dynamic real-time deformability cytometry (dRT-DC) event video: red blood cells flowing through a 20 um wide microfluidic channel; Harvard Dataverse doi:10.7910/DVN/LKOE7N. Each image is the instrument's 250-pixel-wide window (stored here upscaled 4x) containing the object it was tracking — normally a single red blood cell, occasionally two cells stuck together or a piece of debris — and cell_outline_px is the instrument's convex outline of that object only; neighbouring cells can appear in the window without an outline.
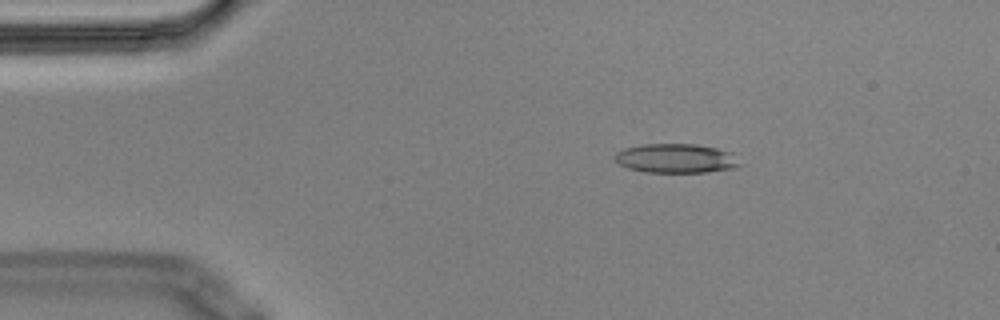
{"species": "Egyptian fruit bat (a non-hibernating species)", "species_latin": "Rousettus aegyptiacus", "temperature_condition": "cold", "stored_images_in_passage": 3, "camera_frame_rate_fps": 3000, "um_per_image_px": 0.085, "animal": {"sex": "male"}, "frame": {"image": 1, "passage_image": 1, "time_ms": 0.0, "image_size_px": [1000, 320], "cell_outline_px": [[744, 164], [736, 168], [708, 172], [644, 172], [628, 168], [620, 164], [616, 160], [616, 152], [624, 148], [640, 144], [696, 144], [716, 148], [732, 152]], "centroid_in_image_um": [57.52, 13.46], "position_along_channel_um": 27.5, "area_um2": 21.5}}
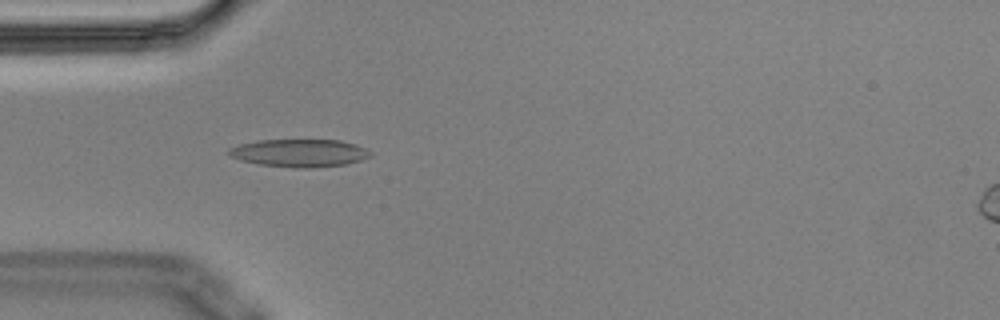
{"frame": {"image": 2, "passage_image": 3, "time_ms": 0.667, "image_size_px": [1000, 320], "cell_outline_px": [[372, 156], [348, 164], [312, 168], [296, 168], [260, 164], [240, 160], [228, 156], [228, 148], [240, 144], [260, 140], [340, 140], [356, 144], [368, 148], [372, 152]], "centroid_in_image_um": [25.49, 13.0], "position_along_channel_um": 59.5, "area_um2": 23.12}}